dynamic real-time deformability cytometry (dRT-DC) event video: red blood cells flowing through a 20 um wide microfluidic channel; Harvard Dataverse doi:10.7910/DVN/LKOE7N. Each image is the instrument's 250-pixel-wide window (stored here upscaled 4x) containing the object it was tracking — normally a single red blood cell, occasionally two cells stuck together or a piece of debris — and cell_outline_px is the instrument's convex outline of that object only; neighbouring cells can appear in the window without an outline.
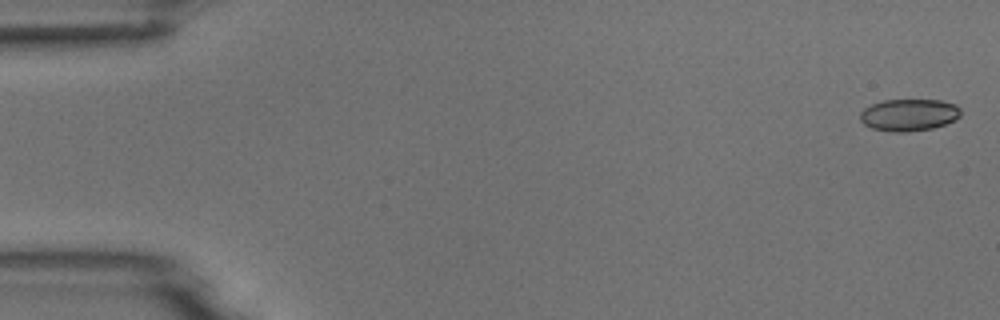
{"species": "common noctule bat (a hibernating species)", "species_latin": "Nyctalus noctula", "temperature_condition": "room temperature", "stored_images_in_passage": 5, "camera_frame_rate_fps": 3000, "um_per_image_px": 0.085, "animal": {"sex": "male", "body_mass_g": 18.8}, "frame": {"image": 1, "passage_image": 1, "time_ms": 0.0, "image_size_px": [1000, 320], "cell_outline_px": [[960, 116], [956, 120], [932, 128], [908, 132], [892, 132], [872, 128], [864, 124], [860, 120], [860, 112], [864, 108], [872, 104], [884, 100], [940, 100], [956, 104], [960, 108]], "centroid_in_image_um": [77.26, 9.77], "position_along_channel_um": 7.7, "area_um2": 18.84}}